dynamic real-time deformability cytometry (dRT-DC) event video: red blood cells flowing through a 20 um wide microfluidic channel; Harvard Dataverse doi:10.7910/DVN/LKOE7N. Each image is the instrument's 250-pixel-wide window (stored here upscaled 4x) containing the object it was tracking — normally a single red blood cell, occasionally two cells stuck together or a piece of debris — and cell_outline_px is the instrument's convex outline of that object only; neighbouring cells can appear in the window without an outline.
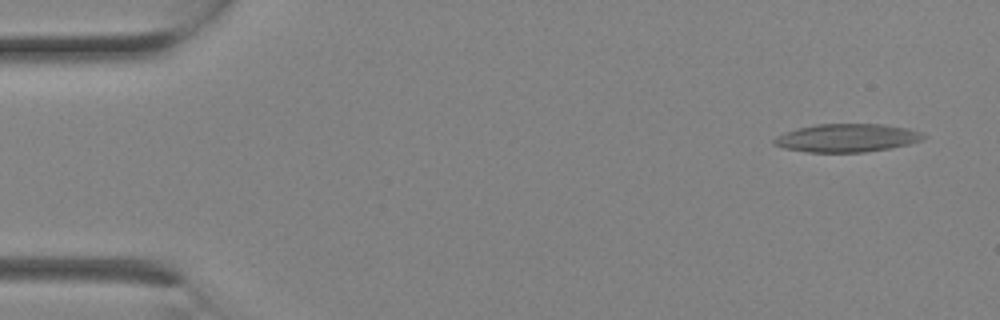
{"species": "Egyptian fruit bat (a non-hibernating species)", "species_latin": "Rousettus aegyptiacus", "temperature_condition": "room temperature", "stored_images_in_passage": 2, "camera_frame_rate_fps": 3000, "um_per_image_px": 0.085, "animal": {"sex": "female"}, "frame": {"image": 1, "passage_image": 2, "time_ms": 0.333, "image_size_px": [1000, 320], "cell_outline_px": [[928, 136], [920, 140], [908, 144], [892, 148], [864, 152], [808, 152], [784, 148], [772, 144], [772, 140], [776, 136], [784, 132], [796, 128], [816, 124], [880, 124], [908, 128], [924, 132]], "centroid_in_image_um": [71.98, 11.72], "position_along_channel_um": 13.0, "area_um2": 24.74}}